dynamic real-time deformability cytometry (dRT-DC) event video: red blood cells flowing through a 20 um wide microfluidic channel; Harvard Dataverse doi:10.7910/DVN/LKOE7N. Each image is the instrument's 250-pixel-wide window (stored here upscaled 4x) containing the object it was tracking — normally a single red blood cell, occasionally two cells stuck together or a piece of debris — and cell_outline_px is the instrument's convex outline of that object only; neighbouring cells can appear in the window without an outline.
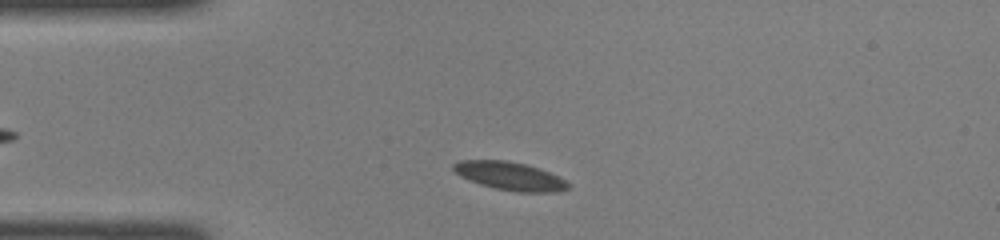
{"species": "common noctule bat (a hibernating species)", "species_latin": "Nyctalus noctula", "temperature_condition": "room temperature", "stored_images_in_passage": 32, "camera_frame_rate_fps": 3000, "um_per_image_px": 0.085, "animal": {"sex": "female", "body_mass_g": 22.0, "forearm_length_mm": 56.7}, "frame": {"image": 1, "passage_image": 4, "time_ms": 1.0, "image_size_px": [1000, 240], "cell_outline_px": [[564, 188], [500, 188], [464, 176], [456, 172], [456, 164], [472, 160], [496, 160], [520, 164], [544, 172], [560, 180], [564, 184]], "centroid_in_image_um": [43.12, 14.86], "position_along_channel_um": 41.9, "area_um2": 15.03}}
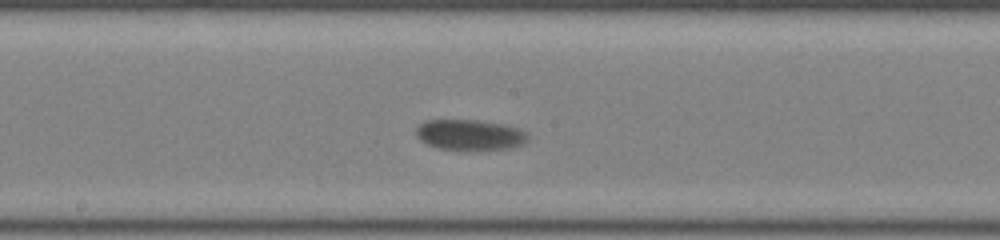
{"frame": {"image": 2, "passage_image": 18, "time_ms": 5.667, "image_size_px": [1000, 240], "cell_outline_px": [[520, 136], [516, 140], [508, 144], [464, 148], [456, 148], [436, 144], [420, 136], [420, 128], [424, 124], [440, 120], [448, 120], [480, 124], [504, 128], [516, 132]], "centroid_in_image_um": [39.62, 11.42], "position_along_channel_um": 208.6, "area_um2": 14.57}}
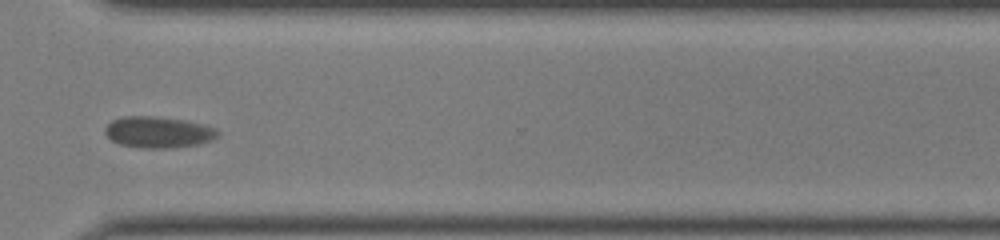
{"frame": {"image": 3, "passage_image": 29, "time_ms": 9.333, "image_size_px": [1000, 240], "cell_outline_px": [[212, 136], [200, 140], [184, 144], [128, 144], [116, 140], [108, 136], [108, 124], [116, 120], [168, 120], [188, 124], [204, 128], [212, 132]], "centroid_in_image_um": [13.25, 11.23], "position_along_channel_um": 357.4, "area_um2": 15.09}}